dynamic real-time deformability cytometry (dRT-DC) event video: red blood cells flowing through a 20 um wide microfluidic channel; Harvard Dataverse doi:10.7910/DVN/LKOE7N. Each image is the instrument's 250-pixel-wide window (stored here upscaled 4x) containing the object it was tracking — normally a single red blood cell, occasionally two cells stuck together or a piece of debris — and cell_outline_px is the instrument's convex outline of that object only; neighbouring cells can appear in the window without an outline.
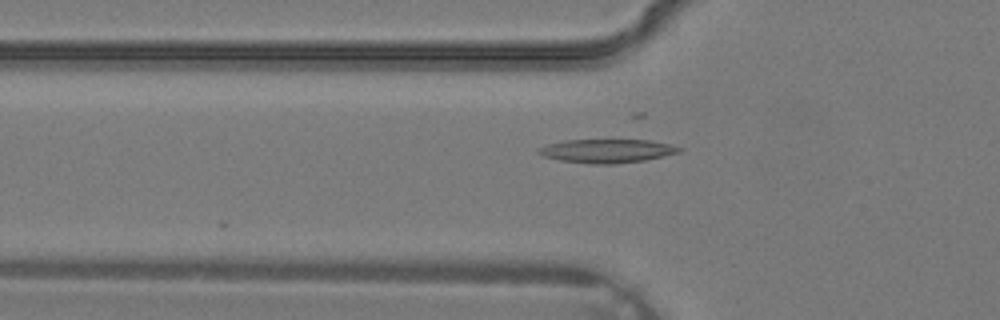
{"species": "common noctule bat (a hibernating species)", "species_latin": "Nyctalus noctula", "temperature_condition": "warm", "stored_images_in_passage": 3, "camera_frame_rate_fps": 3000, "um_per_image_px": 0.085, "animal": {"sex": "male", "body_mass_g": 19.2, "forearm_length_mm": 51.8}, "frame": {"image": 1, "passage_image": 3, "time_ms": 0.667, "image_size_px": [1000, 320], "cell_outline_px": [[684, 148], [680, 152], [644, 160], [616, 164], [592, 164], [560, 160], [544, 156], [536, 152], [540, 148], [548, 144], [564, 140], [648, 140], [668, 144]], "centroid_in_image_um": [51.59, 12.83], "position_along_channel_um": 74.2, "area_um2": 19.19}}